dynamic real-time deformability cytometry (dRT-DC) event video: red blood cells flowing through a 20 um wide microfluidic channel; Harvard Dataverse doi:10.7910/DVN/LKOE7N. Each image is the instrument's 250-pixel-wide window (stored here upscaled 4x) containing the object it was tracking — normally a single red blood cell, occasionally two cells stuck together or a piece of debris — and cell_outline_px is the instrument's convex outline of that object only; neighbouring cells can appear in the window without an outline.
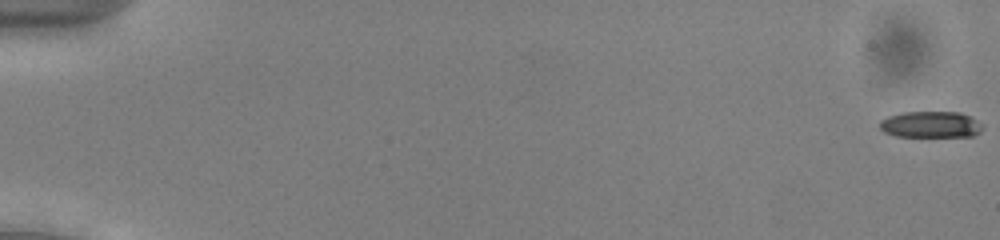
{"species": "common noctule bat (a hibernating species)", "species_latin": "Nyctalus noctula", "temperature_condition": "cold", "stored_images_in_passage": 54, "camera_frame_rate_fps": 3000, "um_per_image_px": 0.085, "animal": {"sex": "male", "body_mass_g": 13.0, "forearm_length_mm": 53.1}, "frame": {"image": 1, "passage_image": 1, "time_ms": 0.0, "image_size_px": [1000, 240], "cell_outline_px": [[984, 124], [980, 132], [972, 136], [896, 136], [884, 132], [880, 128], [880, 120], [888, 116], [904, 112], [960, 112]], "centroid_in_image_um": [79.11, 10.58], "position_along_channel_um": 5.9, "area_um2": 15.72}}
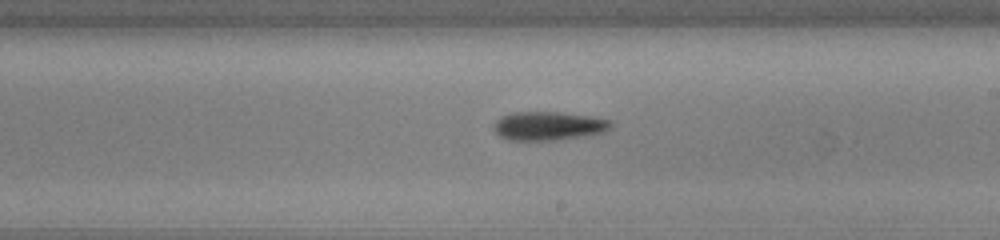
{"frame": {"image": 2, "passage_image": 33, "time_ms": 10.667, "image_size_px": [1000, 240], "cell_outline_px": [[612, 124], [604, 132], [588, 136], [556, 140], [508, 140], [500, 136], [492, 128], [492, 124], [500, 116], [512, 112], [556, 112], [588, 116], [608, 120]], "centroid_in_image_um": [46.55, 10.71], "position_along_channel_um": 242.4, "area_um2": 19.59}}
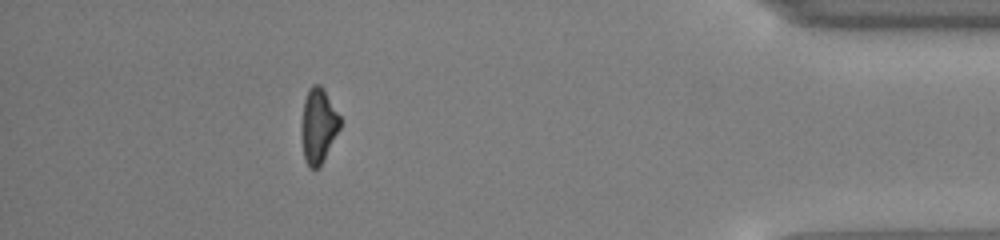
{"frame": {"image": 3, "passage_image": 49, "time_ms": 16.0, "image_size_px": [1000, 240], "cell_outline_px": [[340, 128], [320, 168], [308, 168], [304, 160], [300, 136], [300, 128], [304, 100], [308, 88], [312, 84], [320, 84], [340, 116]], "centroid_in_image_um": [27.02, 10.72], "position_along_channel_um": 408.2, "area_um2": 17.17}, "authors_computed_cell_mechanics": {"area_um2": 18.1203, "velocity_mm_per_s": 3.9469, "shape_relaxation_time_tau1_ms": 1.7105, "shape_relaxation_time_tau2_ms": null, "deformation_change_tau1": 0.144, "deformation_change_tau2": null}}